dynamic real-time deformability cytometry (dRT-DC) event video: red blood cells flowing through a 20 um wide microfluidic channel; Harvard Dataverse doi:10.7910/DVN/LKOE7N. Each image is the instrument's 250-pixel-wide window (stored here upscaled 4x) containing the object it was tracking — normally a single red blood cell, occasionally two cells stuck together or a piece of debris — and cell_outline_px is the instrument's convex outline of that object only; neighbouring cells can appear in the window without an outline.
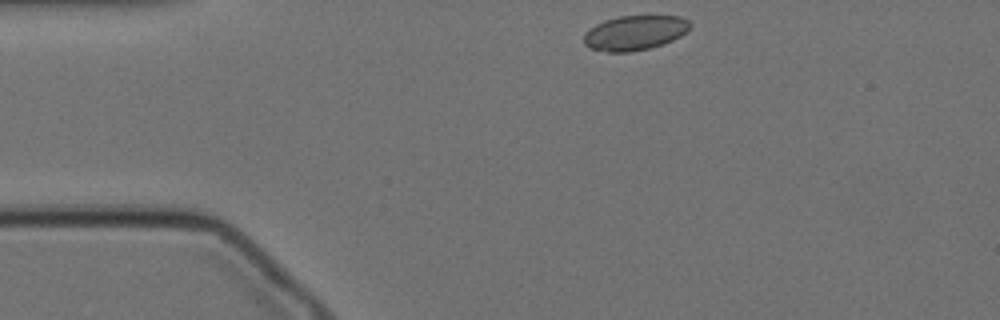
{"species": "Egyptian fruit bat (a non-hibernating species)", "species_latin": "Rousettus aegyptiacus", "temperature_condition": "cold", "stored_images_in_passage": 49, "camera_frame_rate_fps": 3000, "um_per_image_px": 0.085, "animal": {"sex": "female"}, "frame": {"image": 1, "passage_image": 1, "time_ms": 0.0, "image_size_px": [1000, 320], "cell_outline_px": [[692, 24], [680, 36], [672, 40], [648, 48], [628, 52], [608, 52], [592, 48], [584, 44], [584, 36], [596, 24], [604, 20], [620, 16], [680, 16], [688, 20]], "centroid_in_image_um": [53.96, 2.78], "position_along_channel_um": 31.0, "area_um2": 21.04}}
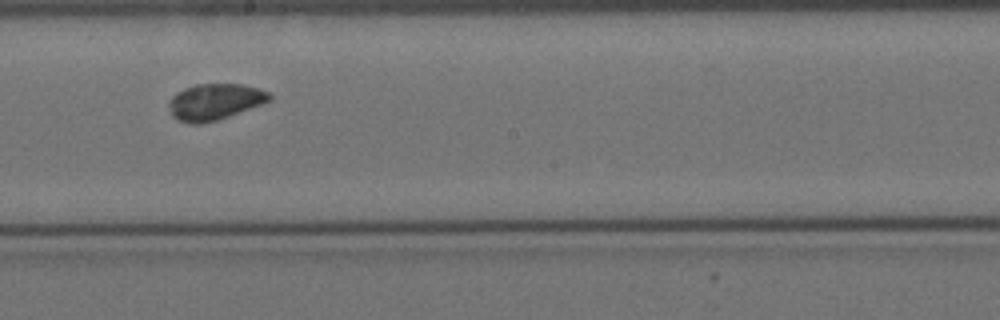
{"frame": {"image": 2, "passage_image": 22, "time_ms": 7.0, "image_size_px": [1000, 320], "cell_outline_px": [[272, 100], [228, 116], [216, 120], [200, 124], [188, 124], [176, 120], [172, 116], [168, 104], [172, 96], [176, 92], [184, 88], [196, 84], [240, 84], [256, 88], [268, 92], [272, 96]], "centroid_in_image_um": [18.21, 8.66], "position_along_channel_um": 230.0, "area_um2": 21.15}}
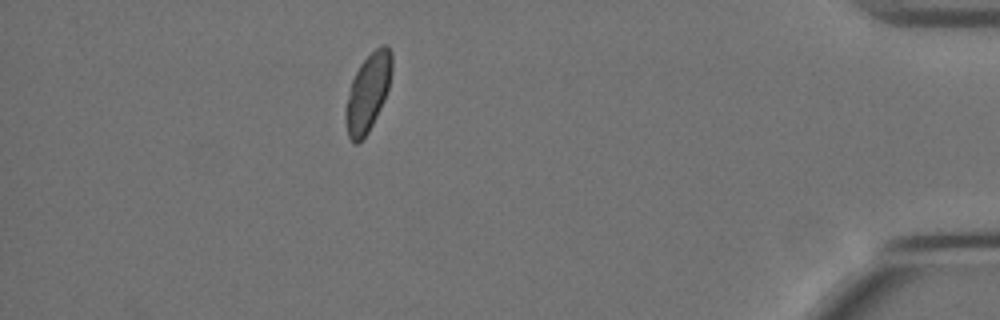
{"frame": {"image": 3, "passage_image": 42, "time_ms": 13.667, "image_size_px": [1000, 320], "cell_outline_px": [[392, 72], [388, 88], [384, 100], [368, 132], [356, 144], [352, 144], [348, 136], [344, 116], [344, 112], [352, 80], [360, 64], [380, 44], [388, 44], [392, 52]], "centroid_in_image_um": [31.27, 7.85], "position_along_channel_um": 403.9, "area_um2": 20.81}, "authors_computed_cell_mechanics": {"area_um2": 21.0392, "velocity_mm_per_s": 3.4128, "shape_relaxation_time_tau1_ms": 8.0129, "shape_relaxation_time_tau2_ms": 1.1478, "deformation_change_tau1": 0.0627, "deformation_change_tau2": 0.0429}}